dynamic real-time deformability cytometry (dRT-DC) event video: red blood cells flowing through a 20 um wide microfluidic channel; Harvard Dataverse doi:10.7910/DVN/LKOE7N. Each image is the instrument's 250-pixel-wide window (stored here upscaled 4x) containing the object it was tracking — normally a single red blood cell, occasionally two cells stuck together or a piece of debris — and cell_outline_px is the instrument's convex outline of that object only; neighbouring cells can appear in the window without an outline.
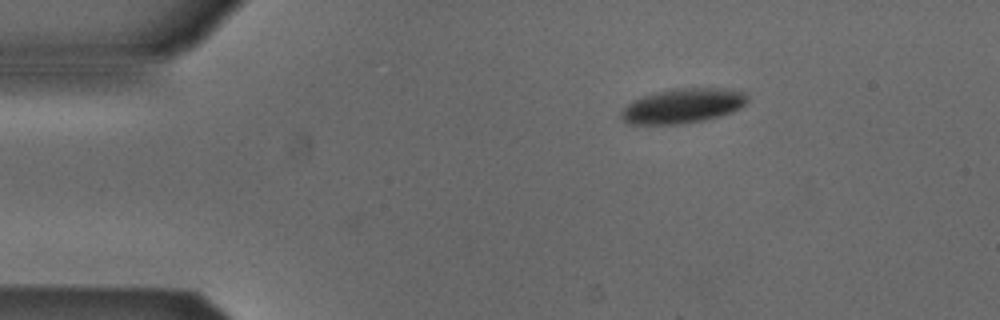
{"species": "Egyptian fruit bat (a non-hibernating species)", "species_latin": "Rousettus aegyptiacus", "temperature_condition": "cold", "stored_images_in_passage": 41, "camera_frame_rate_fps": 3000, "um_per_image_px": 0.085, "animal": {"sex": "male"}, "frame": {"image": 1, "passage_image": 1, "time_ms": 0.0, "image_size_px": [1000, 320], "cell_outline_px": [[748, 100], [740, 108], [732, 112], [720, 116], [704, 120], [684, 124], [628, 124], [620, 116], [620, 112], [632, 100], [656, 92], [672, 88], [724, 88], [744, 92], [748, 96]], "centroid_in_image_um": [58.04, 9.0], "position_along_channel_um": 27.0, "area_um2": 25.61}}
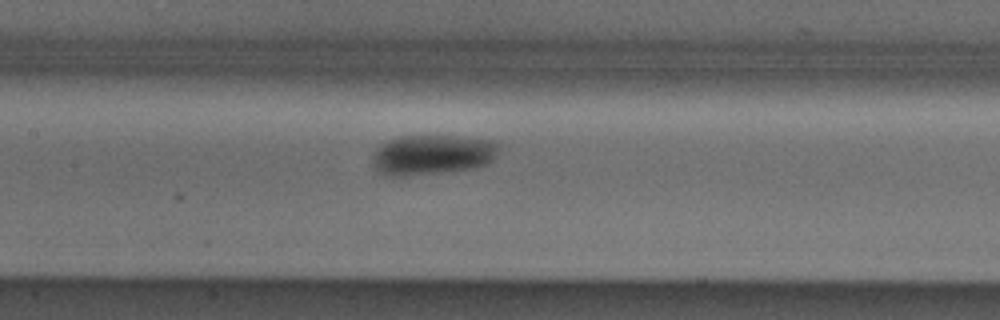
{"frame": {"image": 2, "passage_image": 17, "time_ms": 5.333, "image_size_px": [1000, 320], "cell_outline_px": [[500, 144], [496, 156], [488, 164], [476, 168], [452, 172], [404, 176], [384, 176], [372, 164], [372, 160], [376, 152], [388, 140], [400, 136], [460, 136], [492, 140]], "centroid_in_image_um": [36.81, 13.17], "position_along_channel_um": 170.6, "area_um2": 29.77}}
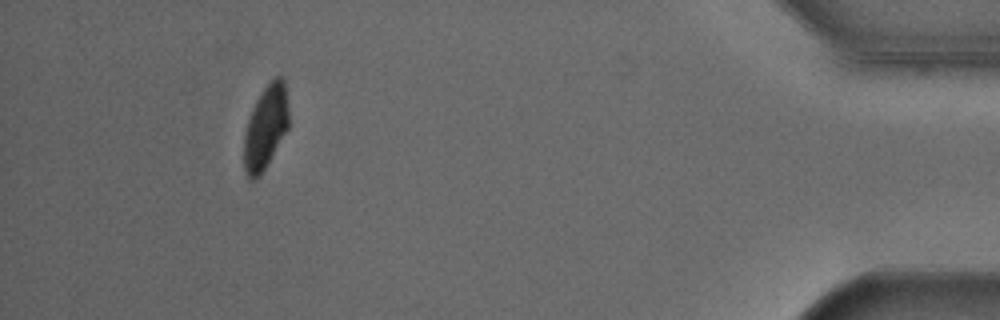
{"frame": {"image": 3, "passage_image": 41, "time_ms": 13.333, "image_size_px": [1000, 320], "cell_outline_px": [[288, 128], [264, 168], [252, 180], [248, 180], [244, 172], [244, 136], [248, 120], [252, 108], [256, 100], [264, 88], [276, 76], [284, 76], [288, 108]], "centroid_in_image_um": [22.57, 10.78], "position_along_channel_um": 412.6, "area_um2": 21.44}, "authors_computed_cell_mechanics": {"area_um2": 27.3972, "velocity_mm_per_s": 3.8526, "shape_relaxation_time_tau1_ms": 2.0532, "shape_relaxation_time_tau2_ms": null, "deformation_change_tau1": 0.0781, "deformation_change_tau2": null}}